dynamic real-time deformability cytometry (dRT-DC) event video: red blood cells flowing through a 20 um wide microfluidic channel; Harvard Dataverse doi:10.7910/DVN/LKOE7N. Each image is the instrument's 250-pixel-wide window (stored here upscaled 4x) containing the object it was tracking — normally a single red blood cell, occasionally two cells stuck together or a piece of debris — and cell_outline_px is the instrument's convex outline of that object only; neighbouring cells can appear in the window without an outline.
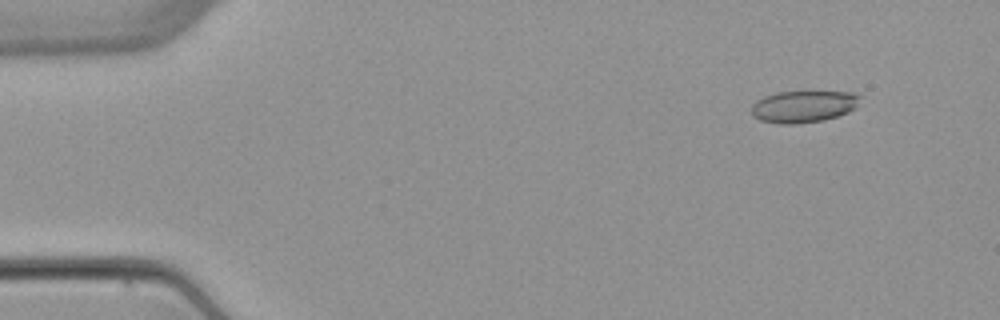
{"species": "common noctule bat (a hibernating species)", "species_latin": "Nyctalus noctula", "temperature_condition": "warm", "stored_images_in_passage": 4, "camera_frame_rate_fps": 3000, "um_per_image_px": 0.085, "animal": {"sex": "female", "body_mass_g": 22.7, "forearm_length_mm": 54.2}, "frame": {"image": 1, "passage_image": 2, "time_ms": 1.333, "image_size_px": [1000, 320], "cell_outline_px": [[860, 96], [856, 108], [848, 112], [824, 120], [792, 124], [780, 124], [760, 120], [752, 116], [752, 104], [756, 100], [764, 96], [776, 92], [804, 88], [852, 92]], "centroid_in_image_um": [68.3, 8.98], "position_along_channel_um": 16.7, "area_um2": 21.21}}
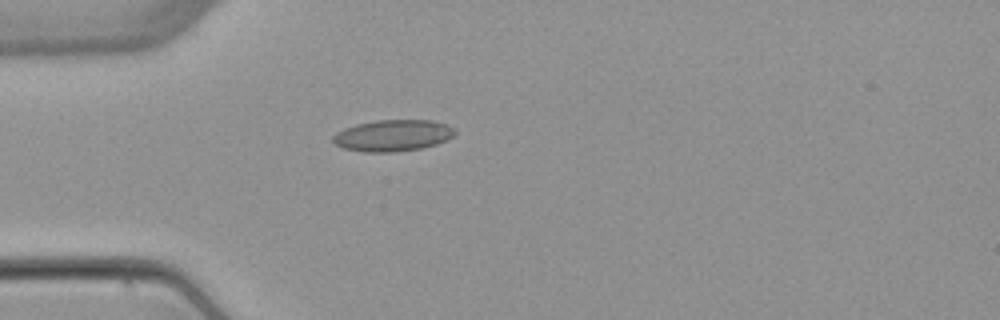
{"frame": {"image": 2, "passage_image": 4, "time_ms": 4.667, "image_size_px": [1000, 320], "cell_outline_px": [[456, 132], [448, 140], [436, 144], [420, 148], [396, 152], [364, 152], [344, 148], [336, 144], [332, 140], [332, 136], [336, 132], [344, 128], [356, 124], [376, 120], [432, 120], [448, 124]], "centroid_in_image_um": [33.38, 11.51], "position_along_channel_um": 51.6, "area_um2": 22.43}}